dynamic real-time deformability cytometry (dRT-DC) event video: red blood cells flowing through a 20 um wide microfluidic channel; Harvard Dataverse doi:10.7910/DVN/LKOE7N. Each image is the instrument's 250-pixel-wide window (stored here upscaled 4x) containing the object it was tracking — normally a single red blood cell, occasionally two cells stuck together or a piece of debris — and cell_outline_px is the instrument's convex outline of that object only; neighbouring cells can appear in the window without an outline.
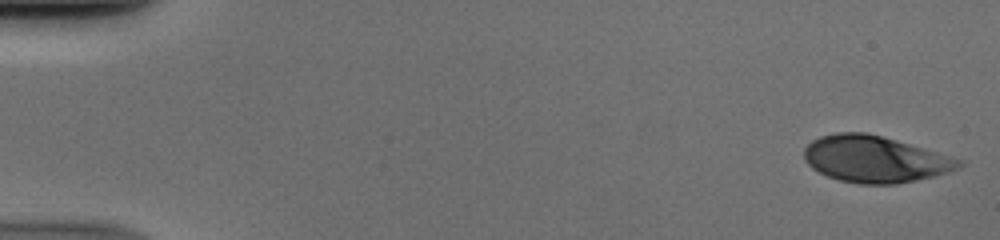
{"species": "human", "species_latin": "Homo sapiens", "temperature_condition": "cold", "stored_images_in_passage": 51, "camera_frame_rate_fps": 3000, "um_per_image_px": 0.085, "donor": {"sex": "male"}, "frame": {"image": 1, "passage_image": 1, "time_ms": 0.0, "image_size_px": [1000, 240], "cell_outline_px": [[964, 164], [956, 168], [932, 176], [896, 184], [860, 184], [840, 180], [828, 176], [812, 168], [804, 160], [804, 148], [812, 140], [820, 136], [836, 132], [868, 132], [908, 144], [960, 160]], "centroid_in_image_um": [74.26, 13.52], "position_along_channel_um": 10.7, "area_um2": 41.21}}
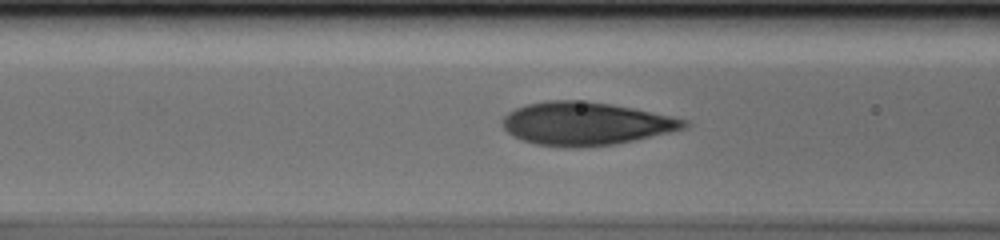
{"frame": {"image": 2, "passage_image": 21, "time_ms": 6.667, "image_size_px": [1000, 240], "cell_outline_px": [[692, 124], [684, 128], [668, 132], [616, 144], [580, 148], [564, 148], [536, 144], [512, 136], [504, 128], [504, 116], [508, 112], [516, 108], [528, 104], [548, 100], [584, 100], [612, 104], [632, 108], [688, 120]], "centroid_in_image_um": [49.77, 10.51], "position_along_channel_um": 116.8, "area_um2": 45.49}}
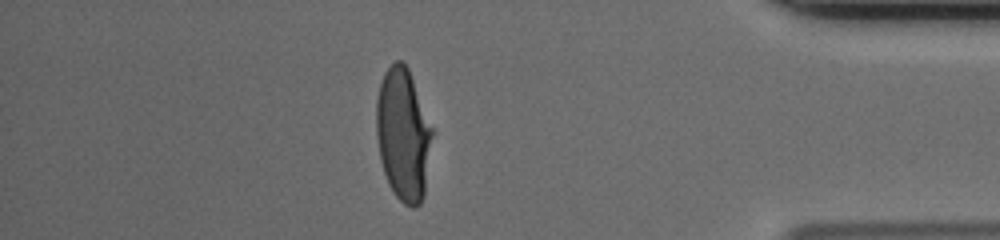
{"frame": {"image": 3, "passage_image": 45, "time_ms": 14.667, "image_size_px": [1000, 240], "cell_outline_px": [[432, 136], [424, 196], [420, 204], [416, 208], [412, 208], [404, 204], [392, 192], [388, 184], [380, 160], [376, 136], [376, 100], [380, 84], [384, 72], [396, 60], [400, 60], [408, 68], [432, 128]], "centroid_in_image_um": [34.25, 11.47], "position_along_channel_um": 401.0, "area_um2": 43.0}}